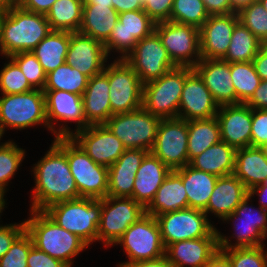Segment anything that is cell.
Wrapping results in <instances>:
<instances>
[{
    "label": "cell",
    "mask_w": 267,
    "mask_h": 267,
    "mask_svg": "<svg viewBox=\"0 0 267 267\" xmlns=\"http://www.w3.org/2000/svg\"><path fill=\"white\" fill-rule=\"evenodd\" d=\"M69 45L70 32L51 30L32 50V53L48 74L65 63Z\"/></svg>",
    "instance_id": "obj_35"
},
{
    "label": "cell",
    "mask_w": 267,
    "mask_h": 267,
    "mask_svg": "<svg viewBox=\"0 0 267 267\" xmlns=\"http://www.w3.org/2000/svg\"><path fill=\"white\" fill-rule=\"evenodd\" d=\"M267 143V109H252L251 146Z\"/></svg>",
    "instance_id": "obj_48"
},
{
    "label": "cell",
    "mask_w": 267,
    "mask_h": 267,
    "mask_svg": "<svg viewBox=\"0 0 267 267\" xmlns=\"http://www.w3.org/2000/svg\"><path fill=\"white\" fill-rule=\"evenodd\" d=\"M89 78L76 68L64 63L46 75L43 90H60L83 95Z\"/></svg>",
    "instance_id": "obj_39"
},
{
    "label": "cell",
    "mask_w": 267,
    "mask_h": 267,
    "mask_svg": "<svg viewBox=\"0 0 267 267\" xmlns=\"http://www.w3.org/2000/svg\"><path fill=\"white\" fill-rule=\"evenodd\" d=\"M209 16L203 0H173L169 21L200 29Z\"/></svg>",
    "instance_id": "obj_41"
},
{
    "label": "cell",
    "mask_w": 267,
    "mask_h": 267,
    "mask_svg": "<svg viewBox=\"0 0 267 267\" xmlns=\"http://www.w3.org/2000/svg\"><path fill=\"white\" fill-rule=\"evenodd\" d=\"M83 5H109L113 8L112 0H83Z\"/></svg>",
    "instance_id": "obj_62"
},
{
    "label": "cell",
    "mask_w": 267,
    "mask_h": 267,
    "mask_svg": "<svg viewBox=\"0 0 267 267\" xmlns=\"http://www.w3.org/2000/svg\"><path fill=\"white\" fill-rule=\"evenodd\" d=\"M56 0H19L25 10L46 15Z\"/></svg>",
    "instance_id": "obj_53"
},
{
    "label": "cell",
    "mask_w": 267,
    "mask_h": 267,
    "mask_svg": "<svg viewBox=\"0 0 267 267\" xmlns=\"http://www.w3.org/2000/svg\"><path fill=\"white\" fill-rule=\"evenodd\" d=\"M238 22L237 12L210 15L199 29L201 58L223 59Z\"/></svg>",
    "instance_id": "obj_22"
},
{
    "label": "cell",
    "mask_w": 267,
    "mask_h": 267,
    "mask_svg": "<svg viewBox=\"0 0 267 267\" xmlns=\"http://www.w3.org/2000/svg\"><path fill=\"white\" fill-rule=\"evenodd\" d=\"M218 177L197 170L187 164L182 168V183L185 187L188 208L204 211L210 200Z\"/></svg>",
    "instance_id": "obj_34"
},
{
    "label": "cell",
    "mask_w": 267,
    "mask_h": 267,
    "mask_svg": "<svg viewBox=\"0 0 267 267\" xmlns=\"http://www.w3.org/2000/svg\"><path fill=\"white\" fill-rule=\"evenodd\" d=\"M209 15L229 14L235 11L231 8L229 0H203Z\"/></svg>",
    "instance_id": "obj_54"
},
{
    "label": "cell",
    "mask_w": 267,
    "mask_h": 267,
    "mask_svg": "<svg viewBox=\"0 0 267 267\" xmlns=\"http://www.w3.org/2000/svg\"><path fill=\"white\" fill-rule=\"evenodd\" d=\"M261 186L267 189V177L263 180V182L261 183Z\"/></svg>",
    "instance_id": "obj_66"
},
{
    "label": "cell",
    "mask_w": 267,
    "mask_h": 267,
    "mask_svg": "<svg viewBox=\"0 0 267 267\" xmlns=\"http://www.w3.org/2000/svg\"><path fill=\"white\" fill-rule=\"evenodd\" d=\"M10 58L19 66L30 85L34 89L43 91L47 74L32 51L20 52L10 56Z\"/></svg>",
    "instance_id": "obj_46"
},
{
    "label": "cell",
    "mask_w": 267,
    "mask_h": 267,
    "mask_svg": "<svg viewBox=\"0 0 267 267\" xmlns=\"http://www.w3.org/2000/svg\"><path fill=\"white\" fill-rule=\"evenodd\" d=\"M252 109H267V81L262 80L254 94L246 102Z\"/></svg>",
    "instance_id": "obj_52"
},
{
    "label": "cell",
    "mask_w": 267,
    "mask_h": 267,
    "mask_svg": "<svg viewBox=\"0 0 267 267\" xmlns=\"http://www.w3.org/2000/svg\"><path fill=\"white\" fill-rule=\"evenodd\" d=\"M155 32L176 67L194 68L202 59L197 27L165 21L156 23Z\"/></svg>",
    "instance_id": "obj_14"
},
{
    "label": "cell",
    "mask_w": 267,
    "mask_h": 267,
    "mask_svg": "<svg viewBox=\"0 0 267 267\" xmlns=\"http://www.w3.org/2000/svg\"><path fill=\"white\" fill-rule=\"evenodd\" d=\"M116 244L124 248L129 259L118 264L119 266L156 260L165 256L158 222L154 216L146 213L123 233Z\"/></svg>",
    "instance_id": "obj_8"
},
{
    "label": "cell",
    "mask_w": 267,
    "mask_h": 267,
    "mask_svg": "<svg viewBox=\"0 0 267 267\" xmlns=\"http://www.w3.org/2000/svg\"><path fill=\"white\" fill-rule=\"evenodd\" d=\"M260 148L262 149L265 157L267 158V143L263 144Z\"/></svg>",
    "instance_id": "obj_64"
},
{
    "label": "cell",
    "mask_w": 267,
    "mask_h": 267,
    "mask_svg": "<svg viewBox=\"0 0 267 267\" xmlns=\"http://www.w3.org/2000/svg\"><path fill=\"white\" fill-rule=\"evenodd\" d=\"M51 32L44 14L14 6L1 12L0 54L10 57L32 51Z\"/></svg>",
    "instance_id": "obj_2"
},
{
    "label": "cell",
    "mask_w": 267,
    "mask_h": 267,
    "mask_svg": "<svg viewBox=\"0 0 267 267\" xmlns=\"http://www.w3.org/2000/svg\"><path fill=\"white\" fill-rule=\"evenodd\" d=\"M108 76L102 72L88 80L82 95L86 122L89 125L105 124L111 117Z\"/></svg>",
    "instance_id": "obj_30"
},
{
    "label": "cell",
    "mask_w": 267,
    "mask_h": 267,
    "mask_svg": "<svg viewBox=\"0 0 267 267\" xmlns=\"http://www.w3.org/2000/svg\"><path fill=\"white\" fill-rule=\"evenodd\" d=\"M194 70L203 79L205 86L219 106L236 104L229 62L222 59L202 58L195 65Z\"/></svg>",
    "instance_id": "obj_24"
},
{
    "label": "cell",
    "mask_w": 267,
    "mask_h": 267,
    "mask_svg": "<svg viewBox=\"0 0 267 267\" xmlns=\"http://www.w3.org/2000/svg\"><path fill=\"white\" fill-rule=\"evenodd\" d=\"M8 63L0 71L1 94H22L34 90L19 66L7 57Z\"/></svg>",
    "instance_id": "obj_44"
},
{
    "label": "cell",
    "mask_w": 267,
    "mask_h": 267,
    "mask_svg": "<svg viewBox=\"0 0 267 267\" xmlns=\"http://www.w3.org/2000/svg\"><path fill=\"white\" fill-rule=\"evenodd\" d=\"M263 45L247 27L238 22L222 60L229 63L252 62Z\"/></svg>",
    "instance_id": "obj_38"
},
{
    "label": "cell",
    "mask_w": 267,
    "mask_h": 267,
    "mask_svg": "<svg viewBox=\"0 0 267 267\" xmlns=\"http://www.w3.org/2000/svg\"><path fill=\"white\" fill-rule=\"evenodd\" d=\"M0 98V130H23L42 124L49 130L46 119L45 93L34 89L22 94H2Z\"/></svg>",
    "instance_id": "obj_6"
},
{
    "label": "cell",
    "mask_w": 267,
    "mask_h": 267,
    "mask_svg": "<svg viewBox=\"0 0 267 267\" xmlns=\"http://www.w3.org/2000/svg\"><path fill=\"white\" fill-rule=\"evenodd\" d=\"M118 267H173V265L168 261L166 256H163L156 260L141 261L129 264L127 266H118Z\"/></svg>",
    "instance_id": "obj_57"
},
{
    "label": "cell",
    "mask_w": 267,
    "mask_h": 267,
    "mask_svg": "<svg viewBox=\"0 0 267 267\" xmlns=\"http://www.w3.org/2000/svg\"><path fill=\"white\" fill-rule=\"evenodd\" d=\"M233 174L247 190L261 185L267 177V158L262 149L254 146L237 149Z\"/></svg>",
    "instance_id": "obj_31"
},
{
    "label": "cell",
    "mask_w": 267,
    "mask_h": 267,
    "mask_svg": "<svg viewBox=\"0 0 267 267\" xmlns=\"http://www.w3.org/2000/svg\"><path fill=\"white\" fill-rule=\"evenodd\" d=\"M43 92L49 131L55 135V138L72 137L89 126L85 119L82 95L60 90H43ZM58 120L64 123L75 122V132L66 124H59V129H56L54 122L58 123Z\"/></svg>",
    "instance_id": "obj_15"
},
{
    "label": "cell",
    "mask_w": 267,
    "mask_h": 267,
    "mask_svg": "<svg viewBox=\"0 0 267 267\" xmlns=\"http://www.w3.org/2000/svg\"><path fill=\"white\" fill-rule=\"evenodd\" d=\"M250 199L251 197L247 195L235 211L224 220L227 223L233 220L234 229L238 232L232 234V237L236 238L235 244L230 243L231 239L218 232L219 250L265 245L263 240L267 238V210L260 206L257 210L249 206Z\"/></svg>",
    "instance_id": "obj_10"
},
{
    "label": "cell",
    "mask_w": 267,
    "mask_h": 267,
    "mask_svg": "<svg viewBox=\"0 0 267 267\" xmlns=\"http://www.w3.org/2000/svg\"><path fill=\"white\" fill-rule=\"evenodd\" d=\"M156 23L143 11H127L119 14L118 22L108 39L103 43L108 57L111 51L120 54V59L134 49L137 42L155 31Z\"/></svg>",
    "instance_id": "obj_18"
},
{
    "label": "cell",
    "mask_w": 267,
    "mask_h": 267,
    "mask_svg": "<svg viewBox=\"0 0 267 267\" xmlns=\"http://www.w3.org/2000/svg\"><path fill=\"white\" fill-rule=\"evenodd\" d=\"M25 231V222L0 225V258L10 249L13 242Z\"/></svg>",
    "instance_id": "obj_50"
},
{
    "label": "cell",
    "mask_w": 267,
    "mask_h": 267,
    "mask_svg": "<svg viewBox=\"0 0 267 267\" xmlns=\"http://www.w3.org/2000/svg\"><path fill=\"white\" fill-rule=\"evenodd\" d=\"M119 19V13L109 5H83L79 32L104 43Z\"/></svg>",
    "instance_id": "obj_33"
},
{
    "label": "cell",
    "mask_w": 267,
    "mask_h": 267,
    "mask_svg": "<svg viewBox=\"0 0 267 267\" xmlns=\"http://www.w3.org/2000/svg\"><path fill=\"white\" fill-rule=\"evenodd\" d=\"M83 3V0H56L45 15L51 30L79 32Z\"/></svg>",
    "instance_id": "obj_37"
},
{
    "label": "cell",
    "mask_w": 267,
    "mask_h": 267,
    "mask_svg": "<svg viewBox=\"0 0 267 267\" xmlns=\"http://www.w3.org/2000/svg\"><path fill=\"white\" fill-rule=\"evenodd\" d=\"M5 204H6V201L4 199V196L0 193V214L3 212V209L6 207Z\"/></svg>",
    "instance_id": "obj_63"
},
{
    "label": "cell",
    "mask_w": 267,
    "mask_h": 267,
    "mask_svg": "<svg viewBox=\"0 0 267 267\" xmlns=\"http://www.w3.org/2000/svg\"><path fill=\"white\" fill-rule=\"evenodd\" d=\"M33 245L31 236L25 230L0 258V267H28L27 258Z\"/></svg>",
    "instance_id": "obj_47"
},
{
    "label": "cell",
    "mask_w": 267,
    "mask_h": 267,
    "mask_svg": "<svg viewBox=\"0 0 267 267\" xmlns=\"http://www.w3.org/2000/svg\"><path fill=\"white\" fill-rule=\"evenodd\" d=\"M171 170L148 152L137 170L132 198L146 208Z\"/></svg>",
    "instance_id": "obj_28"
},
{
    "label": "cell",
    "mask_w": 267,
    "mask_h": 267,
    "mask_svg": "<svg viewBox=\"0 0 267 267\" xmlns=\"http://www.w3.org/2000/svg\"><path fill=\"white\" fill-rule=\"evenodd\" d=\"M198 209L186 208L156 216L164 247L169 244L203 237H218V230Z\"/></svg>",
    "instance_id": "obj_11"
},
{
    "label": "cell",
    "mask_w": 267,
    "mask_h": 267,
    "mask_svg": "<svg viewBox=\"0 0 267 267\" xmlns=\"http://www.w3.org/2000/svg\"><path fill=\"white\" fill-rule=\"evenodd\" d=\"M108 55L103 43L80 32H70V45L65 63L89 79L104 71Z\"/></svg>",
    "instance_id": "obj_20"
},
{
    "label": "cell",
    "mask_w": 267,
    "mask_h": 267,
    "mask_svg": "<svg viewBox=\"0 0 267 267\" xmlns=\"http://www.w3.org/2000/svg\"><path fill=\"white\" fill-rule=\"evenodd\" d=\"M148 153L142 149H125L119 159L108 168V193L111 197H131L136 173Z\"/></svg>",
    "instance_id": "obj_26"
},
{
    "label": "cell",
    "mask_w": 267,
    "mask_h": 267,
    "mask_svg": "<svg viewBox=\"0 0 267 267\" xmlns=\"http://www.w3.org/2000/svg\"><path fill=\"white\" fill-rule=\"evenodd\" d=\"M25 149L12 140L0 144V193L5 196L8 183L25 158Z\"/></svg>",
    "instance_id": "obj_42"
},
{
    "label": "cell",
    "mask_w": 267,
    "mask_h": 267,
    "mask_svg": "<svg viewBox=\"0 0 267 267\" xmlns=\"http://www.w3.org/2000/svg\"><path fill=\"white\" fill-rule=\"evenodd\" d=\"M193 70L175 67L160 78L143 84L142 107L161 119L178 118L185 79Z\"/></svg>",
    "instance_id": "obj_5"
},
{
    "label": "cell",
    "mask_w": 267,
    "mask_h": 267,
    "mask_svg": "<svg viewBox=\"0 0 267 267\" xmlns=\"http://www.w3.org/2000/svg\"><path fill=\"white\" fill-rule=\"evenodd\" d=\"M262 6L264 7V9L267 11V0H258Z\"/></svg>",
    "instance_id": "obj_65"
},
{
    "label": "cell",
    "mask_w": 267,
    "mask_h": 267,
    "mask_svg": "<svg viewBox=\"0 0 267 267\" xmlns=\"http://www.w3.org/2000/svg\"><path fill=\"white\" fill-rule=\"evenodd\" d=\"M124 60L137 73L143 84L160 78L176 67L155 31L139 40Z\"/></svg>",
    "instance_id": "obj_17"
},
{
    "label": "cell",
    "mask_w": 267,
    "mask_h": 267,
    "mask_svg": "<svg viewBox=\"0 0 267 267\" xmlns=\"http://www.w3.org/2000/svg\"><path fill=\"white\" fill-rule=\"evenodd\" d=\"M66 156L80 197L105 198L108 167L95 163L72 137H66Z\"/></svg>",
    "instance_id": "obj_9"
},
{
    "label": "cell",
    "mask_w": 267,
    "mask_h": 267,
    "mask_svg": "<svg viewBox=\"0 0 267 267\" xmlns=\"http://www.w3.org/2000/svg\"><path fill=\"white\" fill-rule=\"evenodd\" d=\"M145 214V208L131 197L106 196L101 199L97 241L115 246L123 233Z\"/></svg>",
    "instance_id": "obj_13"
},
{
    "label": "cell",
    "mask_w": 267,
    "mask_h": 267,
    "mask_svg": "<svg viewBox=\"0 0 267 267\" xmlns=\"http://www.w3.org/2000/svg\"><path fill=\"white\" fill-rule=\"evenodd\" d=\"M219 105L205 86L203 79L193 70L185 79L178 109V118L188 120L209 119L216 116Z\"/></svg>",
    "instance_id": "obj_21"
},
{
    "label": "cell",
    "mask_w": 267,
    "mask_h": 267,
    "mask_svg": "<svg viewBox=\"0 0 267 267\" xmlns=\"http://www.w3.org/2000/svg\"><path fill=\"white\" fill-rule=\"evenodd\" d=\"M265 245L256 247H239L222 251L233 267H267Z\"/></svg>",
    "instance_id": "obj_45"
},
{
    "label": "cell",
    "mask_w": 267,
    "mask_h": 267,
    "mask_svg": "<svg viewBox=\"0 0 267 267\" xmlns=\"http://www.w3.org/2000/svg\"><path fill=\"white\" fill-rule=\"evenodd\" d=\"M256 194L260 197L259 198V204H260L259 206L262 209L267 210V189H265L261 185H257L255 187L251 188L250 190H248V195L251 198Z\"/></svg>",
    "instance_id": "obj_59"
},
{
    "label": "cell",
    "mask_w": 267,
    "mask_h": 267,
    "mask_svg": "<svg viewBox=\"0 0 267 267\" xmlns=\"http://www.w3.org/2000/svg\"><path fill=\"white\" fill-rule=\"evenodd\" d=\"M261 80L267 81V44H264L252 61Z\"/></svg>",
    "instance_id": "obj_55"
},
{
    "label": "cell",
    "mask_w": 267,
    "mask_h": 267,
    "mask_svg": "<svg viewBox=\"0 0 267 267\" xmlns=\"http://www.w3.org/2000/svg\"><path fill=\"white\" fill-rule=\"evenodd\" d=\"M231 4V8L238 12L243 7L250 5L252 2H255L257 0H229Z\"/></svg>",
    "instance_id": "obj_60"
},
{
    "label": "cell",
    "mask_w": 267,
    "mask_h": 267,
    "mask_svg": "<svg viewBox=\"0 0 267 267\" xmlns=\"http://www.w3.org/2000/svg\"><path fill=\"white\" fill-rule=\"evenodd\" d=\"M216 118L221 141L236 150L251 146L252 108L246 103L219 106Z\"/></svg>",
    "instance_id": "obj_23"
},
{
    "label": "cell",
    "mask_w": 267,
    "mask_h": 267,
    "mask_svg": "<svg viewBox=\"0 0 267 267\" xmlns=\"http://www.w3.org/2000/svg\"><path fill=\"white\" fill-rule=\"evenodd\" d=\"M161 118L143 107L126 113L113 114L104 124L126 149H142L151 152Z\"/></svg>",
    "instance_id": "obj_7"
},
{
    "label": "cell",
    "mask_w": 267,
    "mask_h": 267,
    "mask_svg": "<svg viewBox=\"0 0 267 267\" xmlns=\"http://www.w3.org/2000/svg\"><path fill=\"white\" fill-rule=\"evenodd\" d=\"M239 22L267 44V11L257 0L237 12Z\"/></svg>",
    "instance_id": "obj_43"
},
{
    "label": "cell",
    "mask_w": 267,
    "mask_h": 267,
    "mask_svg": "<svg viewBox=\"0 0 267 267\" xmlns=\"http://www.w3.org/2000/svg\"><path fill=\"white\" fill-rule=\"evenodd\" d=\"M230 73L236 93V104L246 103L261 83L252 62L230 63Z\"/></svg>",
    "instance_id": "obj_40"
},
{
    "label": "cell",
    "mask_w": 267,
    "mask_h": 267,
    "mask_svg": "<svg viewBox=\"0 0 267 267\" xmlns=\"http://www.w3.org/2000/svg\"><path fill=\"white\" fill-rule=\"evenodd\" d=\"M188 208V199L182 183V168L171 171L157 190L145 213L154 217Z\"/></svg>",
    "instance_id": "obj_29"
},
{
    "label": "cell",
    "mask_w": 267,
    "mask_h": 267,
    "mask_svg": "<svg viewBox=\"0 0 267 267\" xmlns=\"http://www.w3.org/2000/svg\"><path fill=\"white\" fill-rule=\"evenodd\" d=\"M221 141L216 116L209 119L188 120V164L208 147Z\"/></svg>",
    "instance_id": "obj_36"
},
{
    "label": "cell",
    "mask_w": 267,
    "mask_h": 267,
    "mask_svg": "<svg viewBox=\"0 0 267 267\" xmlns=\"http://www.w3.org/2000/svg\"><path fill=\"white\" fill-rule=\"evenodd\" d=\"M247 195V188L234 174L218 177L204 212L224 222Z\"/></svg>",
    "instance_id": "obj_27"
},
{
    "label": "cell",
    "mask_w": 267,
    "mask_h": 267,
    "mask_svg": "<svg viewBox=\"0 0 267 267\" xmlns=\"http://www.w3.org/2000/svg\"><path fill=\"white\" fill-rule=\"evenodd\" d=\"M34 165L30 210L44 211L57 202L81 198L68 165L66 137L54 138L49 150Z\"/></svg>",
    "instance_id": "obj_1"
},
{
    "label": "cell",
    "mask_w": 267,
    "mask_h": 267,
    "mask_svg": "<svg viewBox=\"0 0 267 267\" xmlns=\"http://www.w3.org/2000/svg\"><path fill=\"white\" fill-rule=\"evenodd\" d=\"M72 138L97 164L110 167L124 153L122 142L104 125H89Z\"/></svg>",
    "instance_id": "obj_19"
},
{
    "label": "cell",
    "mask_w": 267,
    "mask_h": 267,
    "mask_svg": "<svg viewBox=\"0 0 267 267\" xmlns=\"http://www.w3.org/2000/svg\"><path fill=\"white\" fill-rule=\"evenodd\" d=\"M203 267H233L229 258L220 250Z\"/></svg>",
    "instance_id": "obj_58"
},
{
    "label": "cell",
    "mask_w": 267,
    "mask_h": 267,
    "mask_svg": "<svg viewBox=\"0 0 267 267\" xmlns=\"http://www.w3.org/2000/svg\"><path fill=\"white\" fill-rule=\"evenodd\" d=\"M25 230L36 248L71 267L73 258L89 247L77 235L61 228L43 210H30Z\"/></svg>",
    "instance_id": "obj_3"
},
{
    "label": "cell",
    "mask_w": 267,
    "mask_h": 267,
    "mask_svg": "<svg viewBox=\"0 0 267 267\" xmlns=\"http://www.w3.org/2000/svg\"><path fill=\"white\" fill-rule=\"evenodd\" d=\"M151 152L171 171L188 164V121L161 119Z\"/></svg>",
    "instance_id": "obj_16"
},
{
    "label": "cell",
    "mask_w": 267,
    "mask_h": 267,
    "mask_svg": "<svg viewBox=\"0 0 267 267\" xmlns=\"http://www.w3.org/2000/svg\"><path fill=\"white\" fill-rule=\"evenodd\" d=\"M218 250V237H203L169 244L165 256L173 267H203Z\"/></svg>",
    "instance_id": "obj_25"
},
{
    "label": "cell",
    "mask_w": 267,
    "mask_h": 267,
    "mask_svg": "<svg viewBox=\"0 0 267 267\" xmlns=\"http://www.w3.org/2000/svg\"><path fill=\"white\" fill-rule=\"evenodd\" d=\"M44 212L61 228L77 235L88 246L97 241L101 199L78 198L57 202Z\"/></svg>",
    "instance_id": "obj_4"
},
{
    "label": "cell",
    "mask_w": 267,
    "mask_h": 267,
    "mask_svg": "<svg viewBox=\"0 0 267 267\" xmlns=\"http://www.w3.org/2000/svg\"><path fill=\"white\" fill-rule=\"evenodd\" d=\"M113 8L120 14L127 11L143 10L139 0H112Z\"/></svg>",
    "instance_id": "obj_56"
},
{
    "label": "cell",
    "mask_w": 267,
    "mask_h": 267,
    "mask_svg": "<svg viewBox=\"0 0 267 267\" xmlns=\"http://www.w3.org/2000/svg\"><path fill=\"white\" fill-rule=\"evenodd\" d=\"M3 137V133L0 130V140H2L1 138ZM1 144V143H0Z\"/></svg>",
    "instance_id": "obj_67"
},
{
    "label": "cell",
    "mask_w": 267,
    "mask_h": 267,
    "mask_svg": "<svg viewBox=\"0 0 267 267\" xmlns=\"http://www.w3.org/2000/svg\"><path fill=\"white\" fill-rule=\"evenodd\" d=\"M143 11L155 22L170 20L173 0H139Z\"/></svg>",
    "instance_id": "obj_49"
},
{
    "label": "cell",
    "mask_w": 267,
    "mask_h": 267,
    "mask_svg": "<svg viewBox=\"0 0 267 267\" xmlns=\"http://www.w3.org/2000/svg\"><path fill=\"white\" fill-rule=\"evenodd\" d=\"M108 76L111 116L142 107L143 83L132 67L119 57L105 66Z\"/></svg>",
    "instance_id": "obj_12"
},
{
    "label": "cell",
    "mask_w": 267,
    "mask_h": 267,
    "mask_svg": "<svg viewBox=\"0 0 267 267\" xmlns=\"http://www.w3.org/2000/svg\"><path fill=\"white\" fill-rule=\"evenodd\" d=\"M28 267H68L62 261L55 259L45 253L44 251L36 248L34 245L29 251L27 258Z\"/></svg>",
    "instance_id": "obj_51"
},
{
    "label": "cell",
    "mask_w": 267,
    "mask_h": 267,
    "mask_svg": "<svg viewBox=\"0 0 267 267\" xmlns=\"http://www.w3.org/2000/svg\"><path fill=\"white\" fill-rule=\"evenodd\" d=\"M19 4V0H0V11H6Z\"/></svg>",
    "instance_id": "obj_61"
},
{
    "label": "cell",
    "mask_w": 267,
    "mask_h": 267,
    "mask_svg": "<svg viewBox=\"0 0 267 267\" xmlns=\"http://www.w3.org/2000/svg\"><path fill=\"white\" fill-rule=\"evenodd\" d=\"M235 158L236 149L220 141L194 157L189 165L197 170L221 177L233 174Z\"/></svg>",
    "instance_id": "obj_32"
}]
</instances>
